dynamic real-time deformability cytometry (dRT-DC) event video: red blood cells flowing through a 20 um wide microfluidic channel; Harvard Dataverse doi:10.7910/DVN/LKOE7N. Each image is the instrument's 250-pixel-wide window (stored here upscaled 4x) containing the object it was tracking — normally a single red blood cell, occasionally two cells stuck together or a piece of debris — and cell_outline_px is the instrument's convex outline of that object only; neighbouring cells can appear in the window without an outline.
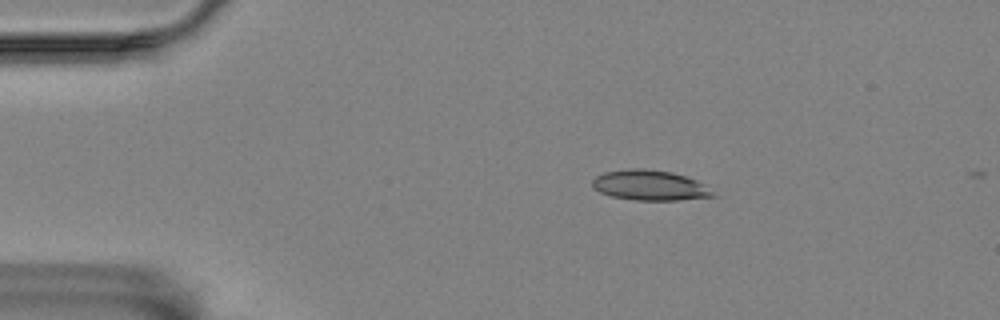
{"species": "Egyptian fruit bat (a non-hibernating species)", "species_latin": "Rousettus aegyptiacus", "temperature_condition": "room temperature", "stored_images_in_passage": 4, "camera_frame_rate_fps": 3000, "um_per_image_px": 0.085, "animal": {"sex": "female"}, "frame": {"image": 1, "passage_image": 1, "time_ms": 0.0, "image_size_px": [1000, 320], "cell_outline_px": [[720, 196], [676, 200], [636, 200], [612, 196], [600, 192], [592, 188], [592, 180], [596, 176], [604, 172], [628, 168], [644, 168], [672, 172], [696, 180], [704, 184]], "centroid_in_image_um": [55.25, 15.75], "position_along_channel_um": 29.8, "area_um2": 21.39}}